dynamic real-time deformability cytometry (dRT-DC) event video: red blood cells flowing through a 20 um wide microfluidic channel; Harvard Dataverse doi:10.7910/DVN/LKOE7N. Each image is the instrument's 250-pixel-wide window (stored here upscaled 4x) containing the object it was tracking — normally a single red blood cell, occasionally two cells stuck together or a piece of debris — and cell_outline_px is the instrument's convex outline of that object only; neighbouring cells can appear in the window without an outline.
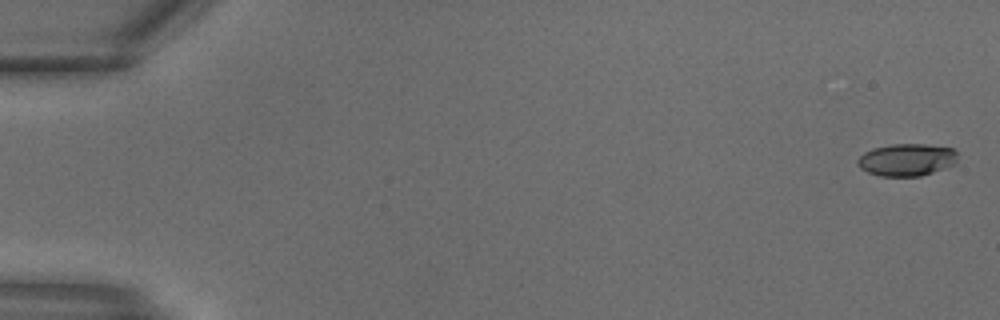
{"species": "common noctule bat (a hibernating species)", "species_latin": "Nyctalus noctula", "temperature_condition": "warm", "stored_images_in_passage": 19, "camera_frame_rate_fps": 3000, "um_per_image_px": 0.085, "animal": {"sex": "male", "body_mass_g": 18.8}, "frame": {"image": 1, "passage_image": 1, "time_ms": 0.0, "image_size_px": [1000, 320], "cell_outline_px": [[956, 160], [952, 164], [944, 168], [920, 176], [880, 176], [868, 172], [860, 168], [856, 164], [856, 160], [864, 152], [872, 148], [892, 144], [924, 144], [952, 148], [956, 152]], "centroid_in_image_um": [77.01, 13.57], "position_along_channel_um": 8.0, "area_um2": 18.73}}
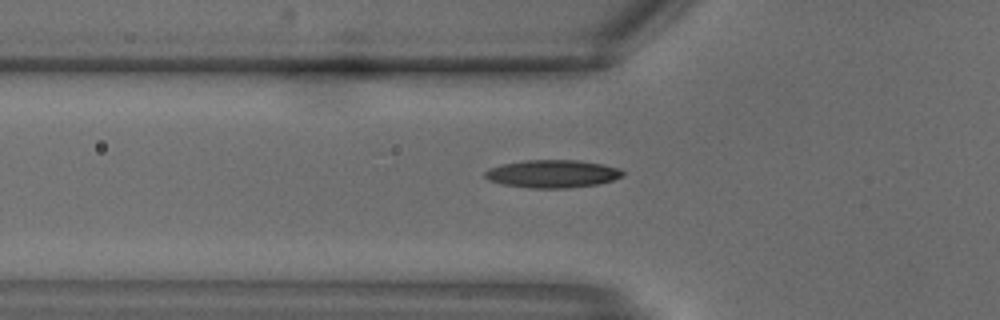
{"frame": {"image": 2, "passage_image": 11, "time_ms": 3.333, "image_size_px": [1000, 320], "cell_outline_px": [[624, 176], [612, 180], [596, 184], [568, 188], [528, 188], [504, 184], [488, 180], [484, 176], [484, 172], [488, 168], [504, 164], [524, 160], [580, 160], [604, 164], [620, 168], [624, 172]], "centroid_in_image_um": [46.97, 14.76], "position_along_channel_um": 78.8, "area_um2": 22.43}}
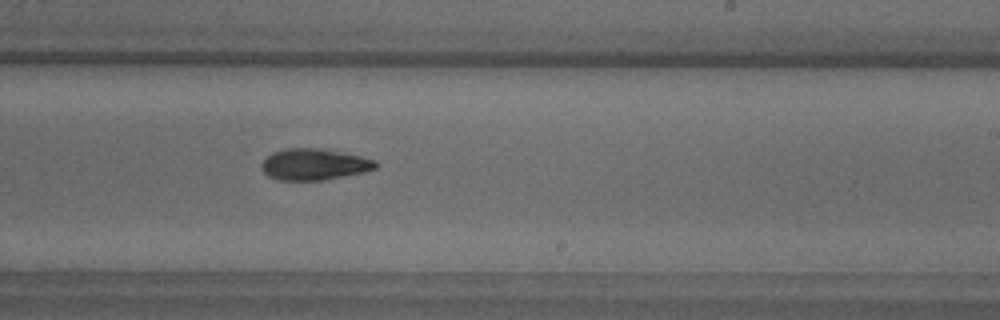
{"frame": {"image": 3, "passage_image": 19, "time_ms": 6.0, "image_size_px": [1000, 320], "cell_outline_px": [[380, 164], [376, 168], [364, 172], [320, 180], [276, 180], [268, 176], [264, 172], [260, 164], [272, 152], [284, 148], [316, 148], [360, 156], [376, 160]], "centroid_in_image_um": [26.68, 13.97], "position_along_channel_um": 262.3, "area_um2": 20.69}}